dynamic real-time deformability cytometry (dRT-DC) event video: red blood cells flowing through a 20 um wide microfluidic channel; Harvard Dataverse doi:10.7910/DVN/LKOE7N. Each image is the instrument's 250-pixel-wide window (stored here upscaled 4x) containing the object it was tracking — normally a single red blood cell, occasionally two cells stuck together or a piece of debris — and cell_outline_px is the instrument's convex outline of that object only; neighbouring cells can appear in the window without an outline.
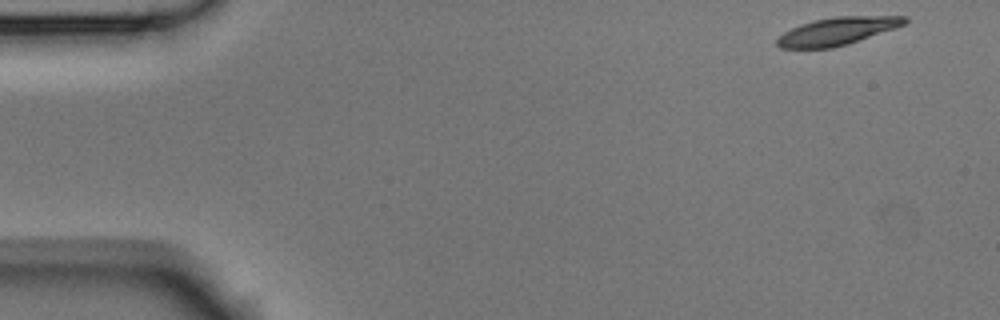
{"species": "Egyptian fruit bat (a non-hibernating species)", "species_latin": "Rousettus aegyptiacus", "temperature_condition": "room temperature", "stored_images_in_passage": 4, "camera_frame_rate_fps": 3000, "um_per_image_px": 0.085, "animal": {"sex": "male"}, "frame": {"image": 1, "passage_image": 1, "time_ms": 0.0, "image_size_px": [1000, 320], "cell_outline_px": [[908, 20], [904, 24], [896, 28], [848, 44], [832, 48], [780, 48], [776, 44], [776, 40], [784, 32], [800, 24], [816, 20], [836, 16], [908, 16]], "centroid_in_image_um": [71.18, 2.65], "position_along_channel_um": 13.8, "area_um2": 20.52}}
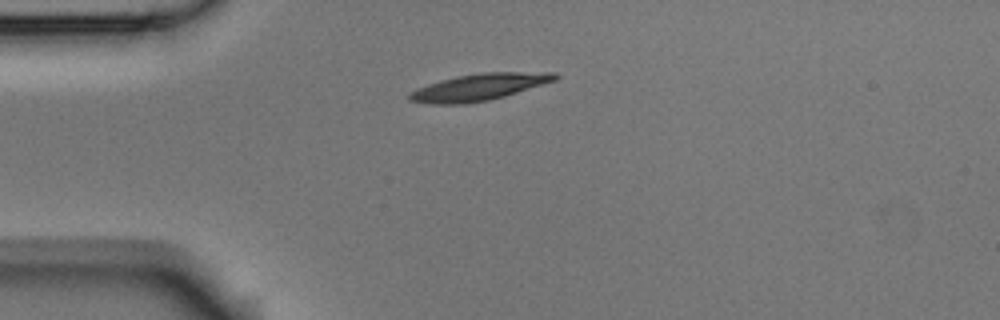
{"frame": {"image": 2, "passage_image": 4, "time_ms": 1.0, "image_size_px": [1000, 320], "cell_outline_px": [[560, 76], [556, 80], [544, 84], [504, 96], [488, 100], [464, 104], [432, 104], [408, 100], [408, 96], [416, 88], [440, 80], [456, 76], [480, 72], [556, 72]], "centroid_in_image_um": [40.74, 7.39], "position_along_channel_um": 44.3, "area_um2": 22.72}}